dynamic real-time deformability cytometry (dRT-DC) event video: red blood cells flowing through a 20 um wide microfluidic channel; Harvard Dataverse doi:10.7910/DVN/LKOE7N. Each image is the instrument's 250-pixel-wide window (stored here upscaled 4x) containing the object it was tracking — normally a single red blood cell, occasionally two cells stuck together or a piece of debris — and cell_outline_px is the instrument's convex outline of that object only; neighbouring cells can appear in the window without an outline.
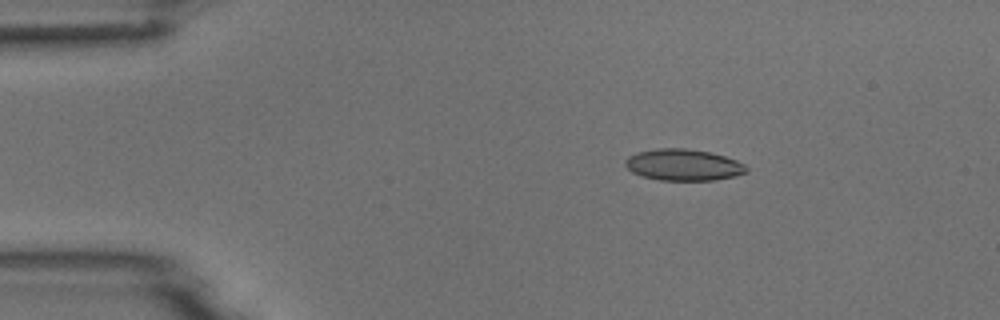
{"species": "common noctule bat (a hibernating species)", "species_latin": "Nyctalus noctula", "temperature_condition": "room temperature", "stored_images_in_passage": 3, "camera_frame_rate_fps": 3000, "um_per_image_px": 0.085, "animal": {"sex": "male", "body_mass_g": 18.8}, "frame": {"image": 1, "passage_image": 1, "time_ms": 0.0, "image_size_px": [1000, 320], "cell_outline_px": [[748, 172], [736, 176], [716, 180], [660, 180], [644, 176], [632, 172], [624, 164], [624, 160], [628, 156], [636, 152], [656, 148], [684, 148], [712, 152], [736, 160], [744, 164], [748, 168]], "centroid_in_image_um": [58.1, 14.0], "position_along_channel_um": 26.9, "area_um2": 22.37}}
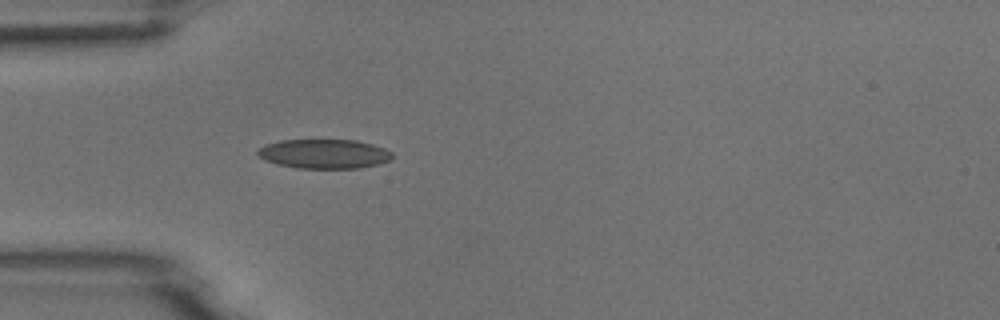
{"frame": {"image": 2, "passage_image": 3, "time_ms": 2.333, "image_size_px": [1000, 320], "cell_outline_px": [[392, 156], [388, 160], [376, 164], [360, 168], [296, 168], [276, 164], [264, 160], [256, 152], [264, 144], [280, 140], [356, 140], [372, 144], [384, 148], [392, 152]], "centroid_in_image_um": [27.51, 13.07], "position_along_channel_um": 57.5, "area_um2": 22.95}}